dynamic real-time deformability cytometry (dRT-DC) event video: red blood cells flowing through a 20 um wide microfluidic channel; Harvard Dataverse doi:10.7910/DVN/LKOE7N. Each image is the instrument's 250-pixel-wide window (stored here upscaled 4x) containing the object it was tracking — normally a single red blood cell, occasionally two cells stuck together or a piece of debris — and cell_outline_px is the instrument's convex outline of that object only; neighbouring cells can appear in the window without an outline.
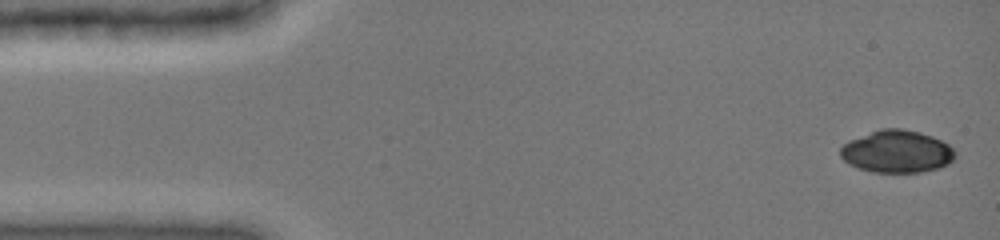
{"species": "common noctule bat (a hibernating species)", "species_latin": "Nyctalus noctula", "temperature_condition": "cold", "stored_images_in_passage": 39, "camera_frame_rate_fps": 3000, "um_per_image_px": 0.085, "animal": {"sex": "female", "body_mass_g": 19.0, "forearm_length_mm": 51.5}, "frame": {"image": 1, "passage_image": 1, "time_ms": 0.0, "image_size_px": [1000, 240], "cell_outline_px": [[956, 156], [948, 164], [940, 168], [920, 172], [872, 172], [848, 164], [840, 156], [840, 148], [848, 140], [880, 128], [904, 128], [920, 132], [932, 136], [948, 144], [956, 152]], "centroid_in_image_um": [76.23, 12.87], "position_along_channel_um": 8.8, "area_um2": 28.55}}
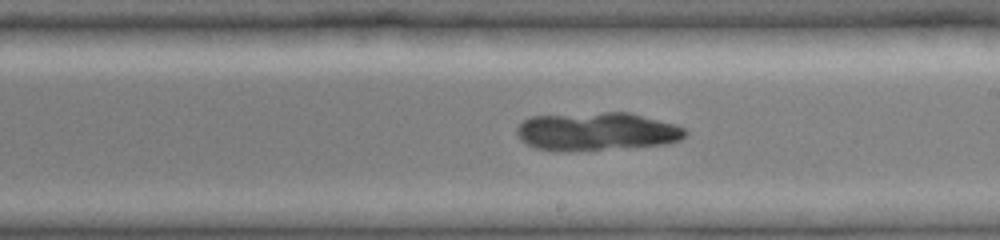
{"frame": {"image": 2, "passage_image": 33, "time_ms": 8.667, "image_size_px": [1000, 240], "cell_outline_px": [[688, 132], [680, 140], [668, 144], [568, 152], [556, 152], [536, 148], [520, 140], [516, 136], [516, 128], [524, 120], [532, 116], [604, 112], [628, 112], [676, 124], [684, 128]], "centroid_in_image_um": [50.7, 11.19], "position_along_channel_um": 238.3, "area_um2": 37.92}}
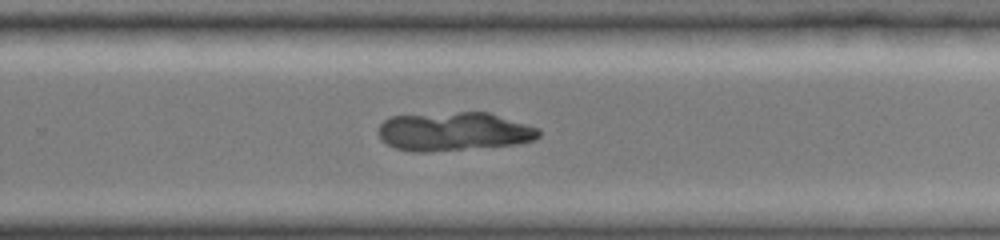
{"frame": {"image": 3, "passage_image": 38, "time_ms": 10.0, "image_size_px": [1000, 240], "cell_outline_px": [[540, 136], [532, 140], [516, 144], [424, 152], [416, 152], [396, 148], [380, 140], [380, 124], [384, 120], [392, 116], [460, 112], [488, 112], [540, 128]], "centroid_in_image_um": [38.59, 11.17], "position_along_channel_um": 291.2, "area_um2": 35.78}}